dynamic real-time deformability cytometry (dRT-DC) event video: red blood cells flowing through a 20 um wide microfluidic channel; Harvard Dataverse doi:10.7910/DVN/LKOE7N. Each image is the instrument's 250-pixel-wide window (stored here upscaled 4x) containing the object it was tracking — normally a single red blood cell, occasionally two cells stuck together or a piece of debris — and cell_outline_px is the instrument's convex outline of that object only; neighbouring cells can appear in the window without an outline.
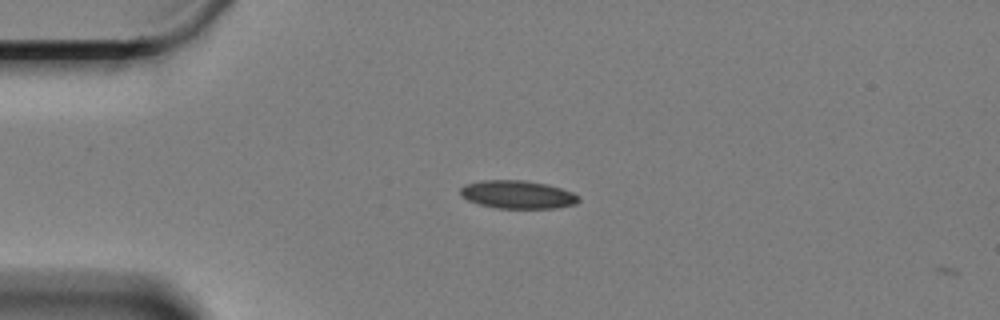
{"species": "Egyptian fruit bat (a non-hibernating species)", "species_latin": "Rousettus aegyptiacus", "temperature_condition": "cold", "stored_images_in_passage": 2, "camera_frame_rate_fps": 3000, "um_per_image_px": 0.085, "animal": {"sex": "female"}, "frame": {"image": 1, "passage_image": 1, "time_ms": 0.0, "image_size_px": [1000, 320], "cell_outline_px": [[580, 200], [576, 204], [556, 208], [496, 208], [480, 204], [468, 200], [460, 196], [460, 188], [464, 184], [480, 180], [524, 180], [548, 184], [572, 192], [580, 196]], "centroid_in_image_um": [43.99, 16.53], "position_along_channel_um": 41.0, "area_um2": 19.54}}